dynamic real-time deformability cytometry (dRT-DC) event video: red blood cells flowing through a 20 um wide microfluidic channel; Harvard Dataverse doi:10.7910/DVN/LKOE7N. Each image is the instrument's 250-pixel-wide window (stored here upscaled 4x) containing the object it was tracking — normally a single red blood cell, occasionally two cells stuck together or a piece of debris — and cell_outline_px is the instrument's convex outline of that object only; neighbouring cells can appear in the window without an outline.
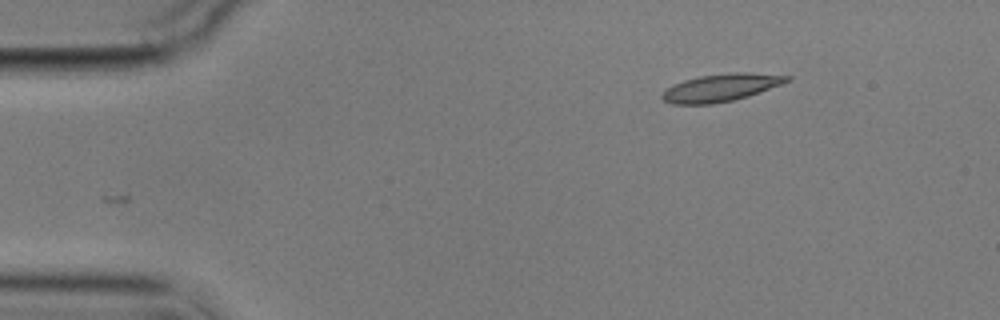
{"species": "common noctule bat (a hibernating species)", "species_latin": "Nyctalus noctula", "temperature_condition": "cold", "stored_images_in_passage": 4, "camera_frame_rate_fps": 3000, "um_per_image_px": 0.085, "animal": {"sex": "male", "body_mass_g": 17.9}, "frame": {"image": 1, "passage_image": 4, "time_ms": 3.667, "image_size_px": [1000, 320], "cell_outline_px": [[792, 76], [788, 80], [780, 84], [748, 96], [732, 100], [712, 104], [672, 104], [664, 100], [660, 96], [672, 84], [684, 80], [700, 76], [728, 72], [748, 72]], "centroid_in_image_um": [61.24, 7.44], "position_along_channel_um": 23.8, "area_um2": 19.83}}